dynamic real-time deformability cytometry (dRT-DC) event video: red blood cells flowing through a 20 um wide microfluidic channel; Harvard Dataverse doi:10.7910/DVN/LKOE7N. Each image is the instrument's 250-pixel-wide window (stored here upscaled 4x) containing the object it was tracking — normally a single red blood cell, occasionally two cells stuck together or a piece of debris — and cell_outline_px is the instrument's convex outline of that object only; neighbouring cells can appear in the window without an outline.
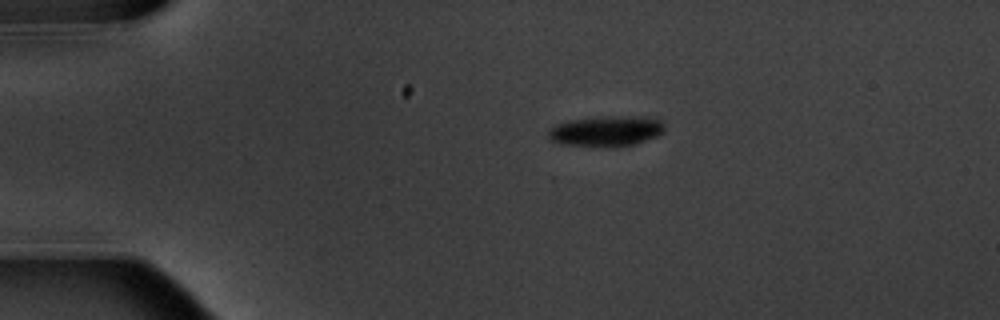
{"species": "common noctule bat (a hibernating species)", "species_latin": "Nyctalus noctula", "temperature_condition": "warm", "stored_images_in_passage": 2, "camera_frame_rate_fps": 3000, "um_per_image_px": 0.085, "animal": {"sex": "male", "body_mass_g": 20.1, "forearm_length_mm": 53.5}, "frame": {"image": 1, "passage_image": 1, "time_ms": 0.0, "image_size_px": [1000, 320], "cell_outline_px": [[664, 132], [656, 136], [636, 144], [616, 148], [608, 148], [564, 144], [552, 140], [548, 136], [548, 128], [556, 124], [568, 120], [604, 116], [656, 116], [664, 124]], "centroid_in_image_um": [51.57, 11.14], "position_along_channel_um": 33.4, "area_um2": 21.27}}